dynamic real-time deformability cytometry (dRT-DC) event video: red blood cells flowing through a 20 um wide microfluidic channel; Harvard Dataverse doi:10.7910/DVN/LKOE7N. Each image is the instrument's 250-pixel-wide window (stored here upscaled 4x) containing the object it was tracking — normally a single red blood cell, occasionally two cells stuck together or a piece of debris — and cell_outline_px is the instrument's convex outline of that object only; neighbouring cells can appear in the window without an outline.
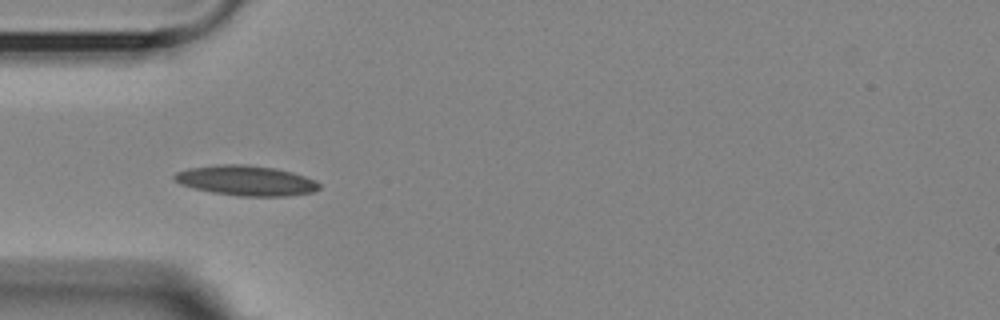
{"species": "Egyptian fruit bat (a non-hibernating species)", "species_latin": "Rousettus aegyptiacus", "temperature_condition": "room temperature", "stored_images_in_passage": 12, "camera_frame_rate_fps": 3000, "um_per_image_px": 0.085, "animal": {"sex": "female"}, "frame": {"image": 1, "passage_image": 4, "time_ms": 4.333, "image_size_px": [1000, 320], "cell_outline_px": [[320, 188], [312, 192], [288, 196], [240, 196], [212, 192], [192, 188], [180, 184], [172, 180], [172, 176], [176, 172], [188, 168], [220, 164], [244, 164], [276, 168], [292, 172], [316, 180], [320, 184]], "centroid_in_image_um": [20.89, 15.34], "position_along_channel_um": 64.1, "area_um2": 25.55}}
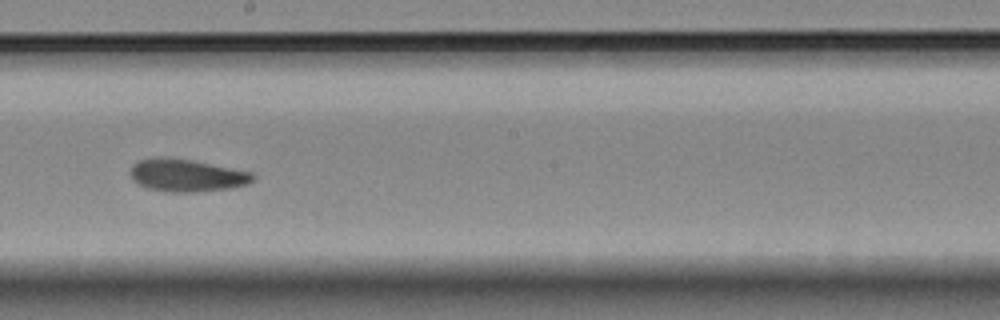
{"frame": {"image": 2, "passage_image": 8, "time_ms": 9.0, "image_size_px": [1000, 320], "cell_outline_px": [[256, 180], [248, 184], [232, 188], [196, 192], [172, 192], [148, 188], [132, 180], [128, 172], [132, 164], [140, 160], [152, 156], [168, 156], [192, 160], [252, 172], [256, 176]], "centroid_in_image_um": [15.86, 14.89], "position_along_channel_um": 232.3, "area_um2": 23.7}}
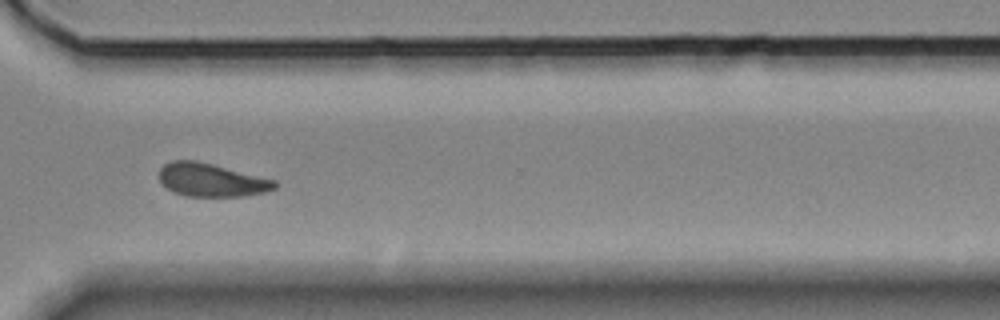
{"frame": {"image": 3, "passage_image": 11, "time_ms": 12.333, "image_size_px": [1000, 320], "cell_outline_px": [[276, 188], [264, 192], [244, 196], [188, 196], [172, 192], [160, 180], [160, 168], [164, 164], [172, 160], [196, 160], [276, 180]], "centroid_in_image_um": [17.96, 15.29], "position_along_channel_um": 352.6, "area_um2": 22.2}, "authors_computed_cell_mechanics": {"area_um2": 22.9177, "velocity_mm_per_s": 3.6164, "shape_relaxation_time_tau1_ms": 3.4746, "shape_relaxation_time_tau2_ms": 2.3466, "deformation_change_tau1": 0.0937, "deformation_change_tau2": 0.0741}}